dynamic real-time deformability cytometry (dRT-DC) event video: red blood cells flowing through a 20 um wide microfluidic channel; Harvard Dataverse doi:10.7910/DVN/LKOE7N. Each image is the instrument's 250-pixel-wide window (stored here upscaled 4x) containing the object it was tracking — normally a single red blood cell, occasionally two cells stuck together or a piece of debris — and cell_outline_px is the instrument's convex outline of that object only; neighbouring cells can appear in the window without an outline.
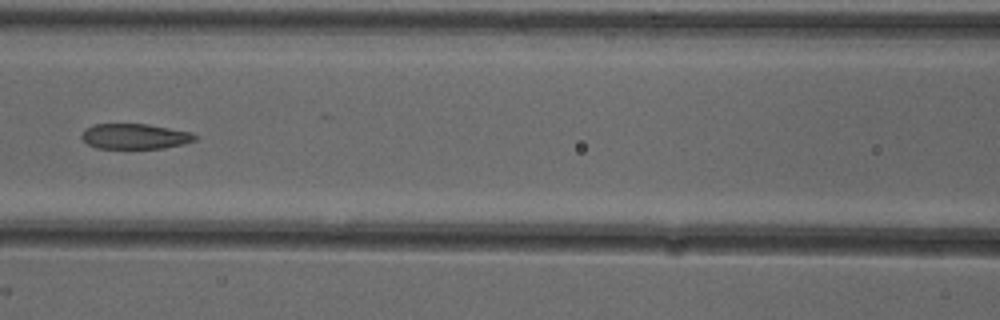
{"species": "common noctule bat (a hibernating species)", "species_latin": "Nyctalus noctula", "temperature_condition": "cold", "stored_images_in_passage": 7, "camera_frame_rate_fps": 3000, "um_per_image_px": 0.085, "animal": {"sex": "female"}, "frame": {"image": 1, "passage_image": 7, "time_ms": 2.0, "image_size_px": [1000, 320], "cell_outline_px": [[196, 140], [184, 144], [164, 148], [96, 148], [88, 144], [80, 136], [84, 128], [92, 124], [148, 124], [192, 132], [196, 136]], "centroid_in_image_um": [11.45, 11.58], "position_along_channel_um": 155.1, "area_um2": 16.82}}